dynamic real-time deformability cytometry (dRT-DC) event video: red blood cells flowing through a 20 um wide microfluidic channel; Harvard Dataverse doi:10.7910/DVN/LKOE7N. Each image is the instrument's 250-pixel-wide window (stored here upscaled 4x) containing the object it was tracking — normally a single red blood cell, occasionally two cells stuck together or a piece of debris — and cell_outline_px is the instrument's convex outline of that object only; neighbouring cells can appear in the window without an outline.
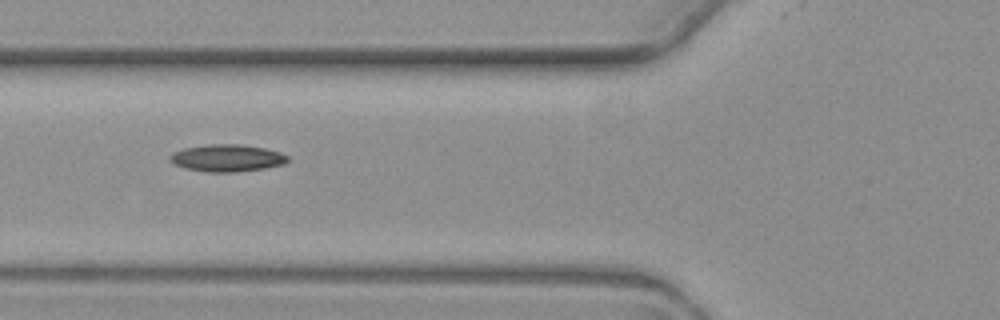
{"species": "common noctule bat (a hibernating species)", "species_latin": "Nyctalus noctula", "temperature_condition": "warm", "stored_images_in_passage": 5, "camera_frame_rate_fps": 3000, "um_per_image_px": 0.085, "animal": {"sex": "female", "body_mass_g": 19.3, "forearm_length_mm": 54.1}, "frame": {"image": 1, "passage_image": 2, "time_ms": 1.333, "image_size_px": [1000, 320], "cell_outline_px": [[288, 160], [284, 164], [264, 168], [236, 172], [208, 172], [184, 168], [176, 164], [168, 156], [172, 152], [184, 148], [208, 144], [240, 144], [264, 148], [280, 152], [288, 156]], "centroid_in_image_um": [19.3, 13.43], "position_along_channel_um": 106.5, "area_um2": 18.55}}
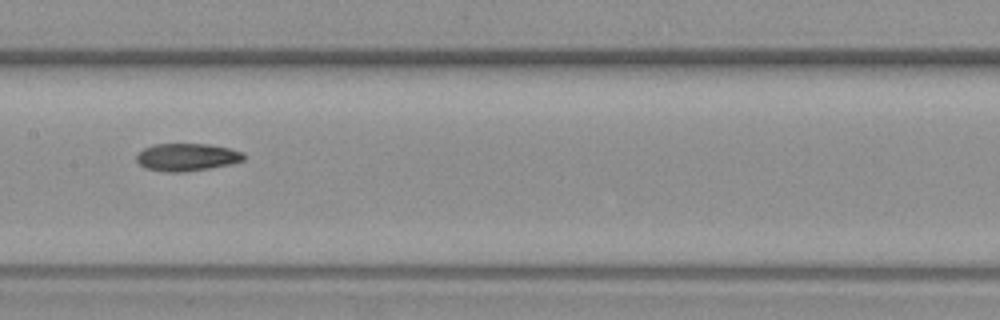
{"frame": {"image": 2, "passage_image": 4, "time_ms": 3.667, "image_size_px": [1000, 320], "cell_outline_px": [[244, 160], [232, 164], [208, 168], [180, 172], [168, 172], [144, 168], [136, 160], [136, 156], [144, 148], [156, 144], [208, 144], [228, 148], [244, 152]], "centroid_in_image_um": [15.89, 13.35], "position_along_channel_um": 191.5, "area_um2": 17.11}}
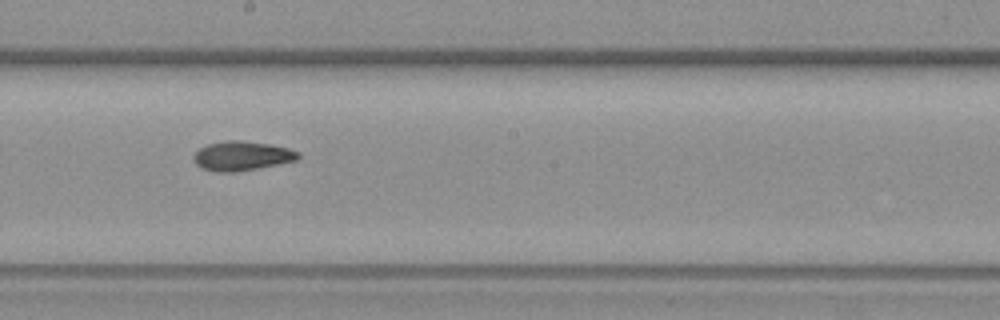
{"frame": {"image": 3, "passage_image": 5, "time_ms": 4.667, "image_size_px": [1000, 320], "cell_outline_px": [[300, 156], [296, 160], [236, 172], [216, 172], [204, 168], [196, 164], [192, 156], [200, 148], [208, 144], [228, 140], [240, 140], [268, 144], [288, 148], [300, 152]], "centroid_in_image_um": [20.55, 13.24], "position_along_channel_um": 227.7, "area_um2": 17.63}}